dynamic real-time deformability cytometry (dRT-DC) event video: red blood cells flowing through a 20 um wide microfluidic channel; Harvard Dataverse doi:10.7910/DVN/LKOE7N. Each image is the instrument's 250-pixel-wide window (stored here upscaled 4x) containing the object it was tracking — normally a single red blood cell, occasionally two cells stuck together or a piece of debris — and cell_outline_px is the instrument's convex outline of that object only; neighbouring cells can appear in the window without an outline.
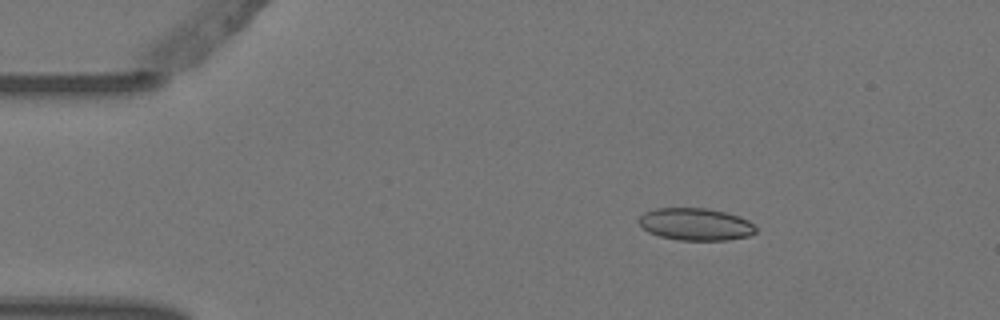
{"species": "Egyptian fruit bat (a non-hibernating species)", "species_latin": "Rousettus aegyptiacus", "temperature_condition": "warm", "stored_images_in_passage": 4, "camera_frame_rate_fps": 3000, "um_per_image_px": 0.085, "animal": {"sex": "female"}, "frame": {"image": 1, "passage_image": 3, "time_ms": 0.667, "image_size_px": [1000, 320], "cell_outline_px": [[756, 232], [748, 236], [728, 240], [680, 240], [660, 236], [648, 232], [640, 224], [640, 216], [644, 212], [656, 208], [704, 208], [724, 212], [748, 220], [756, 228]], "centroid_in_image_um": [59.12, 19.06], "position_along_channel_um": 25.9, "area_um2": 21.73}}